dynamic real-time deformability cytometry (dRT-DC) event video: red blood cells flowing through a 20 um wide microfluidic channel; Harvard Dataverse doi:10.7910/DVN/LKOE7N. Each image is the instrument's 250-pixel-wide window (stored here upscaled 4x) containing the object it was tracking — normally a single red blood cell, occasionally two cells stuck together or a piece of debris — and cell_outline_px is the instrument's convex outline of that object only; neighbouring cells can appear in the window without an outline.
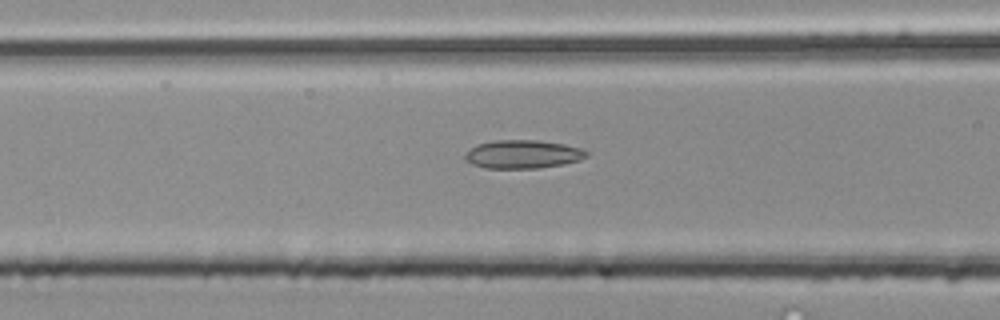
{"species": "common noctule bat (a hibernating species)", "species_latin": "Nyctalus noctula", "temperature_condition": "room temperature", "stored_images_in_passage": 30, "camera_frame_rate_fps": 3000, "um_per_image_px": 0.085, "animal": {"sex": "male", "body_mass_g": 20.4}, "frame": {"image": 1, "passage_image": 10, "time_ms": 3.0, "image_size_px": [1000, 320], "cell_outline_px": [[588, 156], [580, 160], [564, 164], [540, 168], [484, 168], [472, 164], [464, 156], [476, 144], [496, 140], [536, 140], [564, 144], [580, 148], [588, 152]], "centroid_in_image_um": [44.47, 13.11], "position_along_channel_um": 122.1, "area_um2": 20.0}}
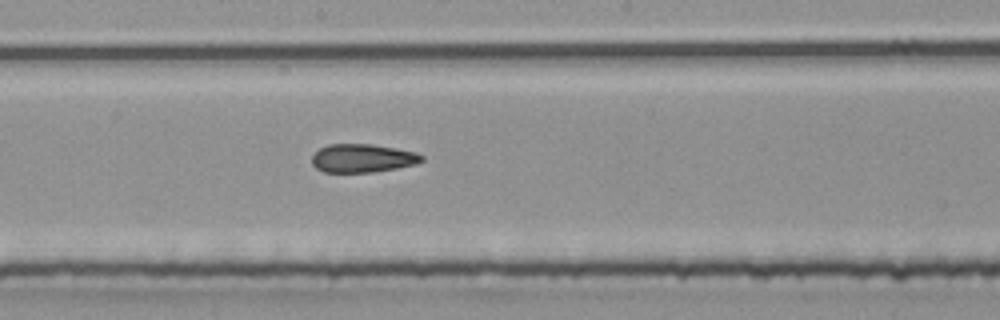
{"frame": {"image": 2, "passage_image": 17, "time_ms": 5.333, "image_size_px": [1000, 320], "cell_outline_px": [[424, 160], [416, 164], [396, 168], [372, 172], [324, 172], [316, 168], [312, 164], [312, 156], [320, 148], [328, 144], [372, 144], [396, 148], [416, 152], [424, 156]], "centroid_in_image_um": [30.83, 13.44], "position_along_channel_um": 217.4, "area_um2": 18.21}}
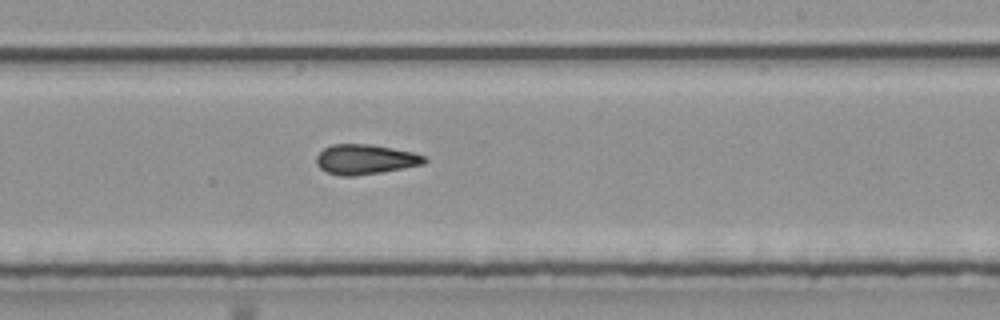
{"frame": {"image": 3, "passage_image": 20, "time_ms": 6.333, "image_size_px": [1000, 320], "cell_outline_px": [[428, 160], [424, 164], [380, 172], [352, 176], [340, 176], [328, 172], [320, 168], [316, 164], [316, 156], [324, 148], [332, 144], [368, 144], [392, 148], [412, 152], [424, 156]], "centroid_in_image_um": [31.02, 13.54], "position_along_channel_um": 258.0, "area_um2": 18.67}}